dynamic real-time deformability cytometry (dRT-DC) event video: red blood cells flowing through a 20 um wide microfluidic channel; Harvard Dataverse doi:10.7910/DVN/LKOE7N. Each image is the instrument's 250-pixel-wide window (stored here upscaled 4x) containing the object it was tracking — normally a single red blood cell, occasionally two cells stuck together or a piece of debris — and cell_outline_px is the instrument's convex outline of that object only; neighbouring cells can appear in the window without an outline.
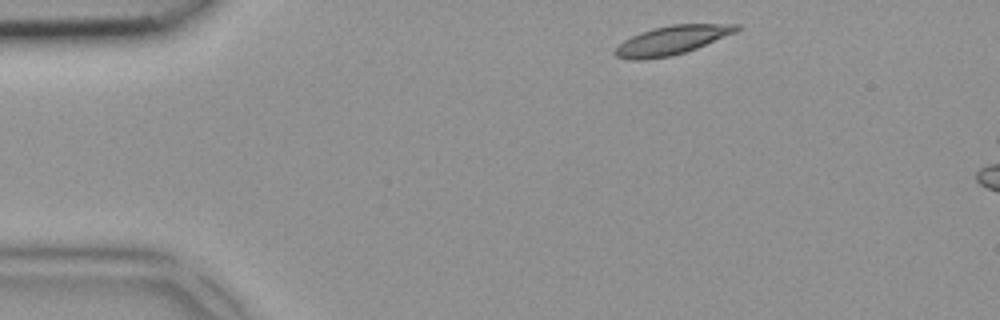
{"species": "common noctule bat (a hibernating species)", "species_latin": "Nyctalus noctula", "temperature_condition": "room temperature", "stored_images_in_passage": 3, "camera_frame_rate_fps": 3000, "um_per_image_px": 0.085, "animal": {"sex": "female", "body_mass_g": 18.4}, "frame": {"image": 1, "passage_image": 1, "time_ms": 0.0, "image_size_px": [1000, 320], "cell_outline_px": [[744, 28], [736, 32], [696, 48], [672, 56], [644, 60], [628, 60], [616, 56], [612, 52], [624, 40], [640, 32], [652, 28], [672, 24], [740, 24]], "centroid_in_image_um": [57.1, 3.42], "position_along_channel_um": 27.9, "area_um2": 20.52}}